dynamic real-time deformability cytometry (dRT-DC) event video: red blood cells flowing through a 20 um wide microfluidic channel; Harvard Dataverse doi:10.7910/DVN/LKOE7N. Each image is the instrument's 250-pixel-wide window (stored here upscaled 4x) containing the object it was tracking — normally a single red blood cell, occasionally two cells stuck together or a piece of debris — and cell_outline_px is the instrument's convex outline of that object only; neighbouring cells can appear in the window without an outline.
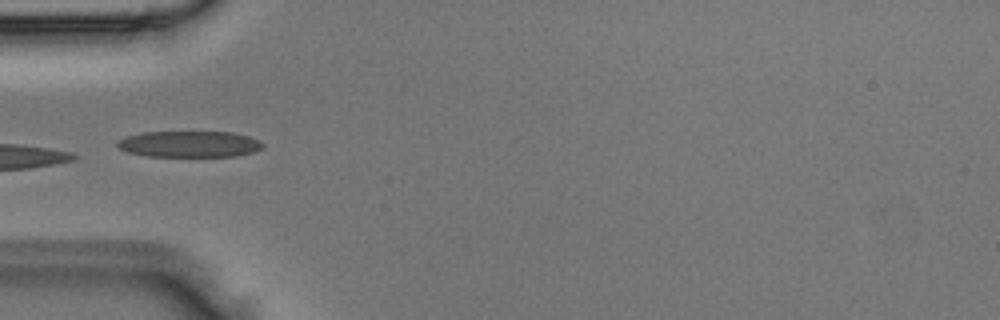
{"species": "Egyptian fruit bat (a non-hibernating species)", "species_latin": "Rousettus aegyptiacus", "temperature_condition": "room temperature", "stored_images_in_passage": 6, "camera_frame_rate_fps": 3000, "um_per_image_px": 0.085, "animal": {"sex": "male"}, "frame": {"image": 1, "passage_image": 5, "time_ms": 1.333, "image_size_px": [1000, 320], "cell_outline_px": [[264, 148], [252, 152], [236, 156], [144, 156], [128, 152], [120, 148], [116, 144], [116, 140], [128, 136], [144, 132], [232, 132], [248, 136], [260, 140], [264, 144]], "centroid_in_image_um": [16.11, 12.25], "position_along_channel_um": 68.9, "area_um2": 22.25}}